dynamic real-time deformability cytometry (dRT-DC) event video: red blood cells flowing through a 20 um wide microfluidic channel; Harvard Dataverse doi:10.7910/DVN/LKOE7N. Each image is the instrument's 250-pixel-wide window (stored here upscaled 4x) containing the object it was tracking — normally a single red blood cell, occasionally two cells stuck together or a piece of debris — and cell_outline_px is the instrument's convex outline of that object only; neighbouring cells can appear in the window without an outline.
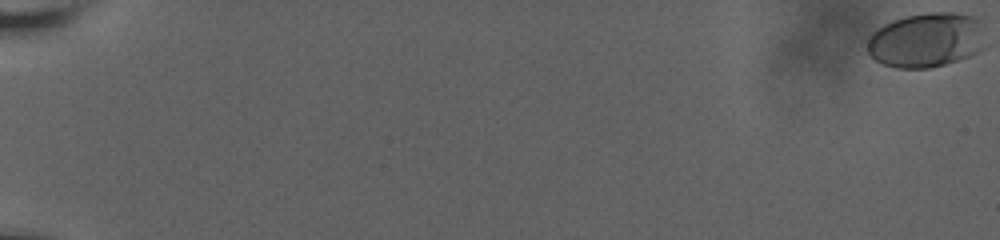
{"species": "human", "species_latin": "Homo sapiens", "temperature_condition": "room temperature", "stored_images_in_passage": 25, "camera_frame_rate_fps": 3000, "um_per_image_px": 0.085, "donor": {"sex": "male"}, "frame": {"image": 1, "passage_image": 1, "time_ms": 0.0, "image_size_px": [1000, 240], "cell_outline_px": [[984, 48], [968, 56], [932, 68], [896, 68], [884, 64], [876, 60], [868, 52], [868, 36], [876, 28], [884, 24], [904, 16], [928, 12], [952, 12], [980, 16], [984, 20]], "centroid_in_image_um": [78.79, 3.37], "position_along_channel_um": 6.2, "area_um2": 38.26}}
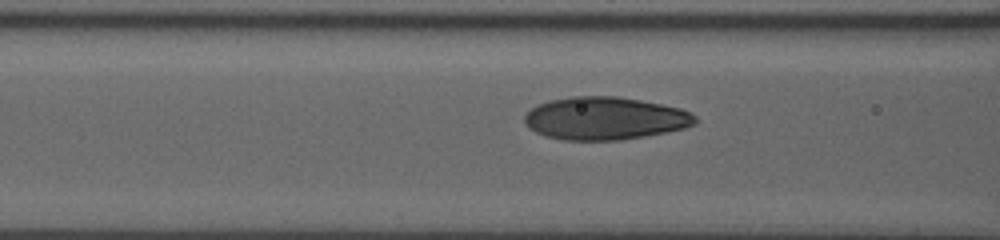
{"frame": {"image": 2, "passage_image": 18, "time_ms": 9.667, "image_size_px": [1000, 240], "cell_outline_px": [[696, 124], [684, 128], [644, 136], [620, 140], [564, 140], [548, 136], [536, 132], [528, 128], [524, 124], [524, 116], [536, 104], [548, 100], [572, 96], [616, 96], [640, 100], [680, 108], [692, 112], [696, 116]], "centroid_in_image_um": [51.4, 10.05], "position_along_channel_um": 115.2, "area_um2": 42.6}}
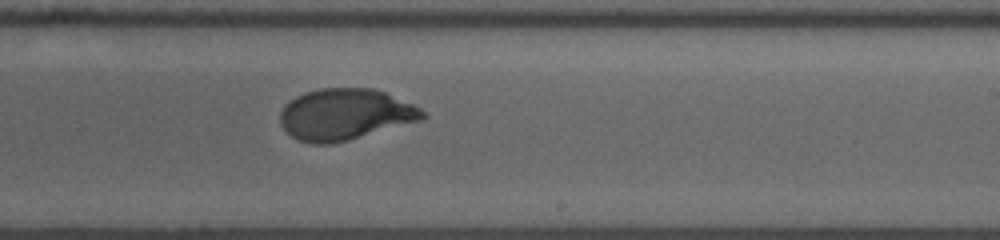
{"frame": {"image": 3, "passage_image": 25, "time_ms": 13.667, "image_size_px": [1000, 240], "cell_outline_px": [[428, 116], [420, 120], [348, 140], [332, 144], [312, 144], [300, 140], [292, 136], [280, 124], [280, 112], [284, 104], [296, 96], [304, 92], [320, 88], [372, 88], [384, 92], [412, 104], [420, 108]], "centroid_in_image_um": [29.3, 9.72], "position_along_channel_um": 259.7, "area_um2": 42.31}}